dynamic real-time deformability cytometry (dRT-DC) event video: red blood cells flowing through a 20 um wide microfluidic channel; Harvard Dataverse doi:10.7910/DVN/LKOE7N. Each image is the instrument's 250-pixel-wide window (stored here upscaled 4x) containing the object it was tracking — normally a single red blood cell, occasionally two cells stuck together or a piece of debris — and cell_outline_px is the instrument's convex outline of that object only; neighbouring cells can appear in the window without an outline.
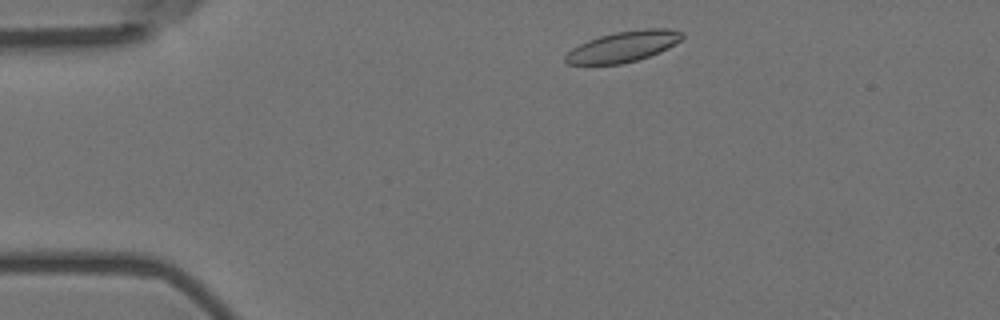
{"species": "Egyptian fruit bat (a non-hibernating species)", "species_latin": "Rousettus aegyptiacus", "temperature_condition": "room temperature", "stored_images_in_passage": 42, "camera_frame_rate_fps": 3000, "um_per_image_px": 0.085, "animal": {"sex": "female"}, "frame": {"image": 1, "passage_image": 3, "time_ms": 0.667, "image_size_px": [1000, 320], "cell_outline_px": [[684, 36], [680, 40], [668, 48], [660, 52], [636, 60], [620, 64], [568, 64], [564, 60], [564, 56], [572, 48], [588, 40], [600, 36], [616, 32], [644, 28], [668, 28], [684, 32]], "centroid_in_image_um": [52.99, 3.94], "position_along_channel_um": 32.0, "area_um2": 20.81}}
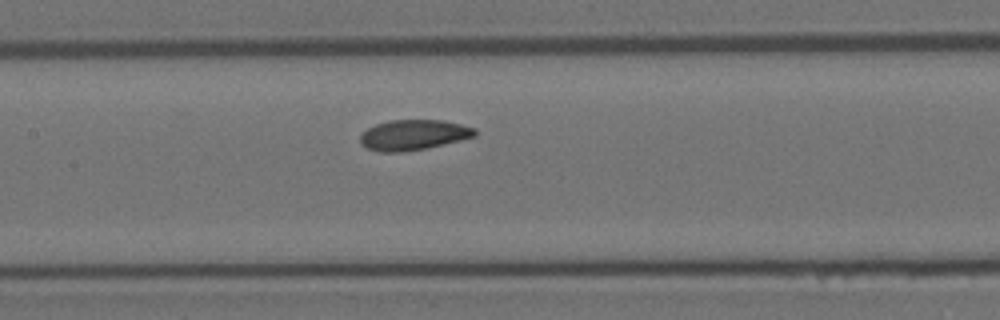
{"frame": {"image": 2, "passage_image": 19, "time_ms": 6.0, "image_size_px": [1000, 320], "cell_outline_px": [[476, 136], [428, 148], [404, 152], [380, 152], [368, 148], [360, 144], [360, 136], [368, 128], [376, 124], [388, 120], [444, 120], [476, 128]], "centroid_in_image_um": [35.15, 11.47], "position_along_channel_um": 172.3, "area_um2": 20.35}}
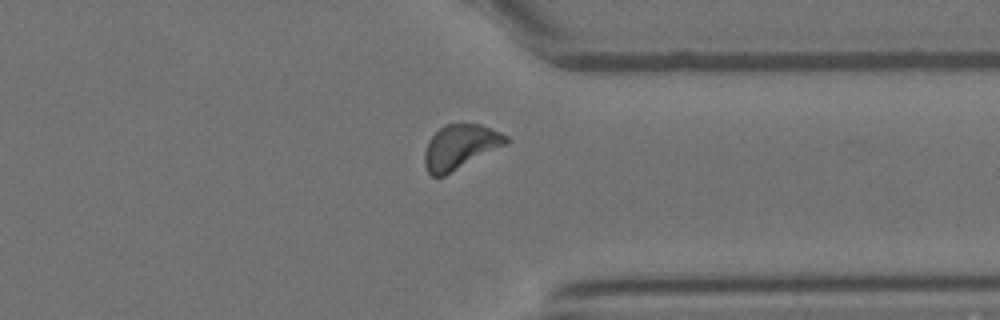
{"frame": {"image": 3, "passage_image": 36, "time_ms": 11.667, "image_size_px": [1000, 320], "cell_outline_px": [[512, 140], [508, 144], [444, 176], [432, 176], [428, 172], [424, 164], [424, 152], [428, 140], [444, 124], [460, 120], [480, 124], [500, 132], [508, 136]], "centroid_in_image_um": [39.14, 12.43], "position_along_channel_um": 372.3, "area_um2": 21.79}}